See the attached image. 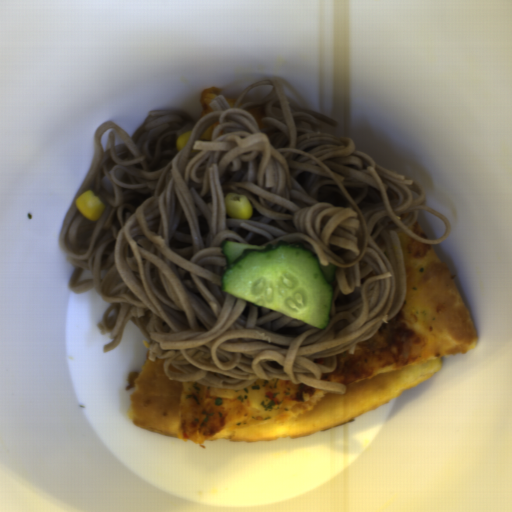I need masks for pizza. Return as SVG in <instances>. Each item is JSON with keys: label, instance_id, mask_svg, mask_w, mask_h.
<instances>
[{"label": "pizza", "instance_id": "obj_1", "mask_svg": "<svg viewBox=\"0 0 512 512\" xmlns=\"http://www.w3.org/2000/svg\"><path fill=\"white\" fill-rule=\"evenodd\" d=\"M405 302L400 312L357 343L355 354L336 356L320 380L340 383L330 394L289 379L255 380L242 389L173 381L164 359L128 373V419L150 433L202 444L270 442L310 435L360 418L438 373L444 357L473 351L472 317L433 245L399 234Z\"/></svg>", "mask_w": 512, "mask_h": 512}, {"label": "pizza", "instance_id": "obj_2", "mask_svg": "<svg viewBox=\"0 0 512 512\" xmlns=\"http://www.w3.org/2000/svg\"><path fill=\"white\" fill-rule=\"evenodd\" d=\"M216 96H223L230 108H233L239 99L238 97L225 96L218 86H211L201 90L199 94V102L202 106V110L198 120L213 112V109L210 108V104L216 98Z\"/></svg>", "mask_w": 512, "mask_h": 512}, {"label": "pizza", "instance_id": "obj_3", "mask_svg": "<svg viewBox=\"0 0 512 512\" xmlns=\"http://www.w3.org/2000/svg\"><path fill=\"white\" fill-rule=\"evenodd\" d=\"M246 112H249L256 120L258 127L263 128V116L265 114L263 108H252L247 109Z\"/></svg>", "mask_w": 512, "mask_h": 512}, {"label": "pizza", "instance_id": "obj_4", "mask_svg": "<svg viewBox=\"0 0 512 512\" xmlns=\"http://www.w3.org/2000/svg\"><path fill=\"white\" fill-rule=\"evenodd\" d=\"M220 120L217 121V122H214L213 124H211L208 128H206L203 133L201 134L200 138L201 140H207V141H211L212 137H213V133L216 129V127L218 126Z\"/></svg>", "mask_w": 512, "mask_h": 512}, {"label": "pizza", "instance_id": "obj_5", "mask_svg": "<svg viewBox=\"0 0 512 512\" xmlns=\"http://www.w3.org/2000/svg\"><path fill=\"white\" fill-rule=\"evenodd\" d=\"M409 229L411 232H413L417 236L421 237L422 239L429 240L428 236L426 235V233L423 231V229L420 227V225L417 223L416 220L414 221L412 227Z\"/></svg>", "mask_w": 512, "mask_h": 512}, {"label": "pizza", "instance_id": "obj_6", "mask_svg": "<svg viewBox=\"0 0 512 512\" xmlns=\"http://www.w3.org/2000/svg\"><path fill=\"white\" fill-rule=\"evenodd\" d=\"M247 103H250V102H247V101L241 99L239 101L238 107H241L242 105L247 104Z\"/></svg>", "mask_w": 512, "mask_h": 512}]
</instances>
